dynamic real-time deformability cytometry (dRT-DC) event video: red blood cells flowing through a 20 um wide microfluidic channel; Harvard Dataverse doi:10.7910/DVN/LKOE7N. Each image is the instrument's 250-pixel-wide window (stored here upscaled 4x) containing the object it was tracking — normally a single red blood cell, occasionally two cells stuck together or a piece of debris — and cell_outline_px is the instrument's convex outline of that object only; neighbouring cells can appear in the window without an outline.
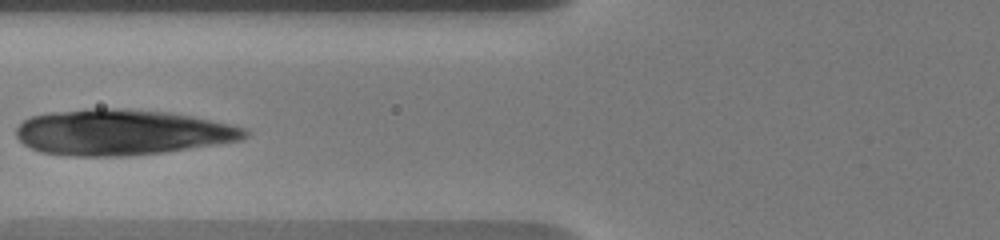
{"species": "human", "species_latin": "Homo sapiens", "temperature_condition": "warm", "stored_images_in_passage": 18, "camera_frame_rate_fps": 3000, "um_per_image_px": 0.085, "donor": {"sex": "male"}, "frame": {"image": 1, "passage_image": 11, "time_ms": 4.333, "image_size_px": [1000, 240], "cell_outline_px": [[248, 136], [240, 140], [216, 144], [164, 152], [128, 156], [68, 156], [40, 152], [24, 144], [16, 136], [16, 128], [24, 120], [32, 116], [48, 112], [84, 108], [116, 108], [172, 112], [232, 124], [248, 128]], "centroid_in_image_um": [10.35, 11.24], "position_along_channel_um": 115.4, "area_um2": 61.27}}
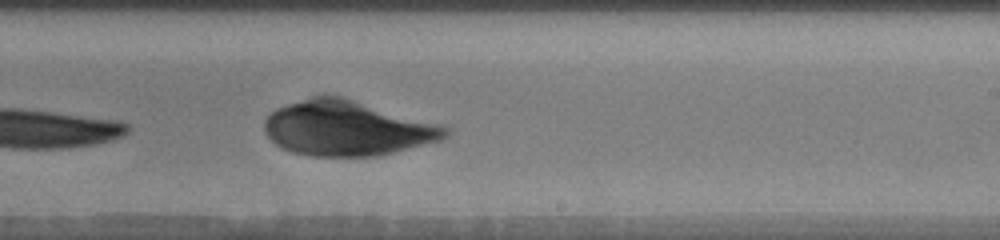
{"frame": {"image": 2, "passage_image": 18, "time_ms": 8.333, "image_size_px": [1000, 240], "cell_outline_px": [[448, 136], [440, 140], [376, 156], [312, 156], [292, 152], [280, 148], [268, 136], [264, 128], [264, 120], [276, 108], [312, 96], [344, 96], [440, 124], [448, 128]], "centroid_in_image_um": [29.49, 10.89], "position_along_channel_um": 259.5, "area_um2": 57.74}}